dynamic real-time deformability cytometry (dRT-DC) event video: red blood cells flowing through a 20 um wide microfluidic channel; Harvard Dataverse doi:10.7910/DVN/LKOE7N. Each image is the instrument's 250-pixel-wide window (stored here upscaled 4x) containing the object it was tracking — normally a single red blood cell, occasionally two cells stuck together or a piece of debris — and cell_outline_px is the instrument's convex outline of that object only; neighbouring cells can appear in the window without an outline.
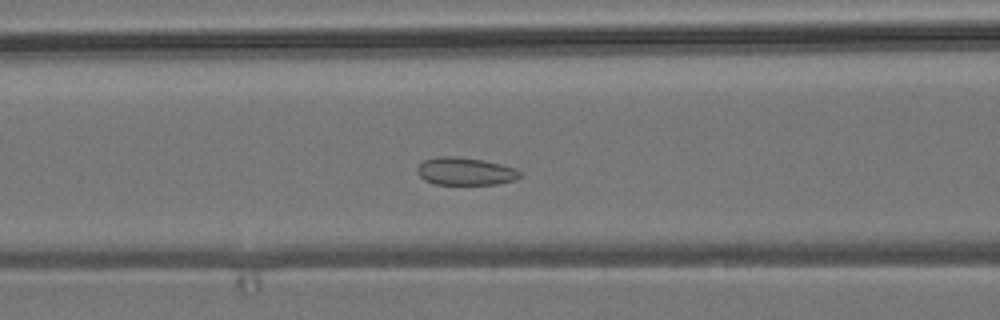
{"species": "common noctule bat (a hibernating species)", "species_latin": "Nyctalus noctula", "temperature_condition": "room temperature", "stored_images_in_passage": 45, "camera_frame_rate_fps": 3000, "um_per_image_px": 0.085, "animal": {"sex": "male", "body_mass_g": 19.2, "forearm_length_mm": 51.8}, "frame": {"image": 1, "passage_image": 13, "time_ms": 4.0, "image_size_px": [1000, 320], "cell_outline_px": [[524, 172], [516, 180], [496, 184], [436, 184], [424, 180], [416, 172], [416, 168], [424, 160], [440, 156], [456, 156], [484, 160], [516, 168]], "centroid_in_image_um": [39.57, 14.56], "position_along_channel_um": 127.0, "area_um2": 16.7}}
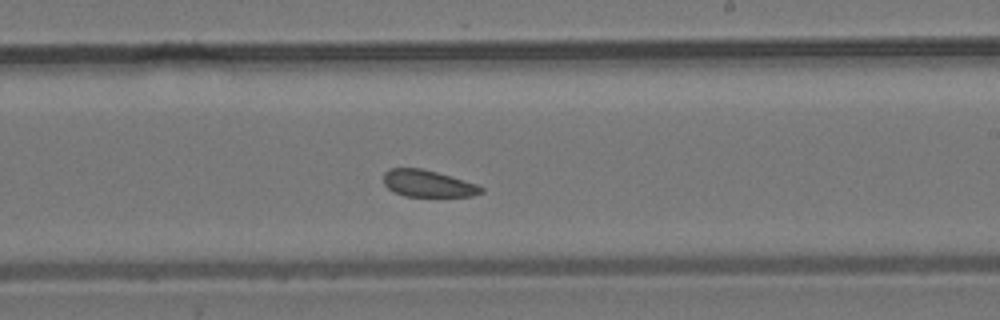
{"frame": {"image": 2, "passage_image": 23, "time_ms": 7.333, "image_size_px": [1000, 320], "cell_outline_px": [[484, 192], [472, 196], [404, 196], [388, 188], [384, 184], [384, 172], [392, 168], [420, 168], [436, 172], [476, 184], [484, 188]], "centroid_in_image_um": [36.37, 15.6], "position_along_channel_um": 252.6, "area_um2": 15.03}}
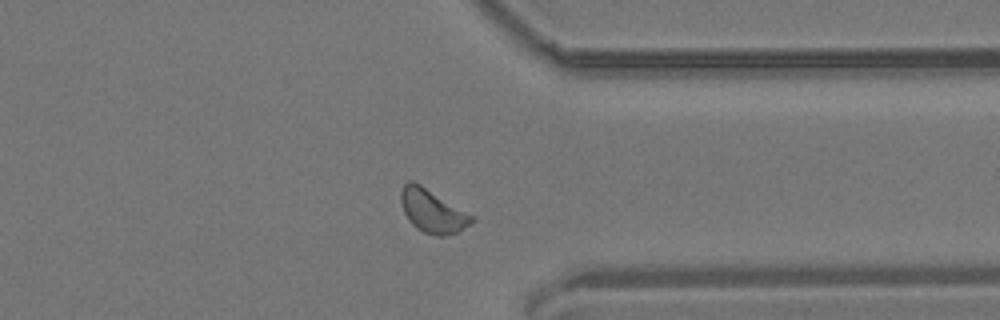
{"frame": {"image": 3, "passage_image": 33, "time_ms": 10.667, "image_size_px": [1000, 320], "cell_outline_px": [[476, 220], [456, 232], [444, 236], [436, 236], [424, 232], [416, 228], [408, 220], [404, 212], [400, 200], [400, 192], [404, 184], [408, 180], [412, 180], [420, 184], [472, 216]], "centroid_in_image_um": [36.7, 17.94], "position_along_channel_um": 374.7, "area_um2": 17.46}, "authors_computed_cell_mechanics": {"area_um2": 16.6464, "velocity_mm_per_s": 3.7808, "shape_relaxation_time_tau1_ms": null, "shape_relaxation_time_tau2_ms": 9.3733, "deformation_change_tau1": null, "deformation_change_tau2": 0.0873}}